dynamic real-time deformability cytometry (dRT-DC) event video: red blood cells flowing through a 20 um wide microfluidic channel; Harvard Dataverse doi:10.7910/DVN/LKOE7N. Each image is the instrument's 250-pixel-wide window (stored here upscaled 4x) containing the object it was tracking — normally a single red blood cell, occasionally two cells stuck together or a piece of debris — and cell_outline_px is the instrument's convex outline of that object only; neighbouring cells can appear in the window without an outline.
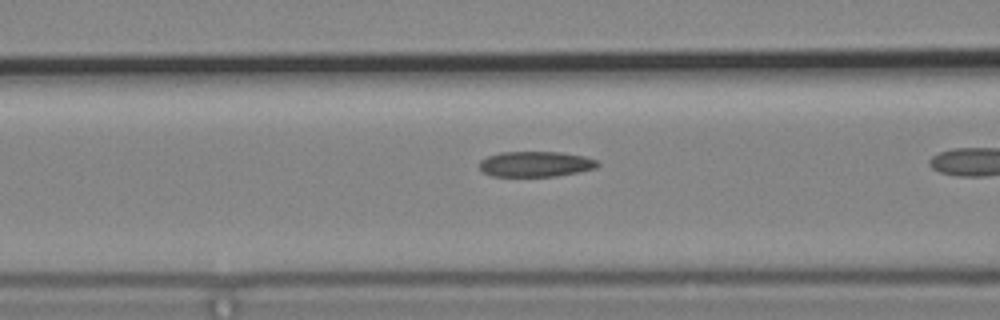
{"species": "common noctule bat (a hibernating species)", "species_latin": "Nyctalus noctula", "temperature_condition": "cold", "stored_images_in_passage": 22, "camera_frame_rate_fps": 3000, "um_per_image_px": 0.085, "animal": {"sex": "male", "body_mass_g": 19.2, "forearm_length_mm": 51.8}, "frame": {"image": 1, "passage_image": 20, "time_ms": 6.333, "image_size_px": [1000, 320], "cell_outline_px": [[600, 164], [596, 168], [580, 172], [556, 176], [492, 176], [484, 172], [480, 168], [480, 160], [488, 156], [500, 152], [560, 152], [584, 156], [596, 160]], "centroid_in_image_um": [45.54, 13.94], "position_along_channel_um": 121.1, "area_um2": 17.51}}